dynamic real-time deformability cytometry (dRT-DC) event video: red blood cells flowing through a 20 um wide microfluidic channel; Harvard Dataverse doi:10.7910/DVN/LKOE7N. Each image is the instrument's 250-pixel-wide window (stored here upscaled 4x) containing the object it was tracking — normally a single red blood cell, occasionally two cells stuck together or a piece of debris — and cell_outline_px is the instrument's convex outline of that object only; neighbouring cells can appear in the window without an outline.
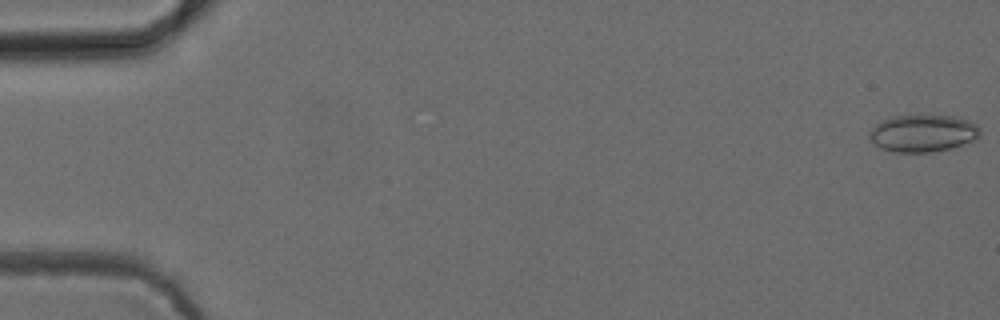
{"species": "common noctule bat (a hibernating species)", "species_latin": "Nyctalus noctula", "temperature_condition": "cold", "stored_images_in_passage": 4, "camera_frame_rate_fps": 3000, "um_per_image_px": 0.085, "animal": {"sex": "female", "body_mass_g": 24.6, "forearm_length_mm": 56.2}, "frame": {"image": 1, "passage_image": 1, "time_ms": 0.0, "image_size_px": [1000, 320], "cell_outline_px": [[980, 136], [976, 140], [952, 148], [932, 152], [892, 152], [880, 148], [868, 136], [868, 132], [876, 124], [884, 120], [896, 116], [952, 116], [968, 120], [976, 124], [980, 128]], "centroid_in_image_um": [78.47, 11.34], "position_along_channel_um": 6.5, "area_um2": 23.93}}